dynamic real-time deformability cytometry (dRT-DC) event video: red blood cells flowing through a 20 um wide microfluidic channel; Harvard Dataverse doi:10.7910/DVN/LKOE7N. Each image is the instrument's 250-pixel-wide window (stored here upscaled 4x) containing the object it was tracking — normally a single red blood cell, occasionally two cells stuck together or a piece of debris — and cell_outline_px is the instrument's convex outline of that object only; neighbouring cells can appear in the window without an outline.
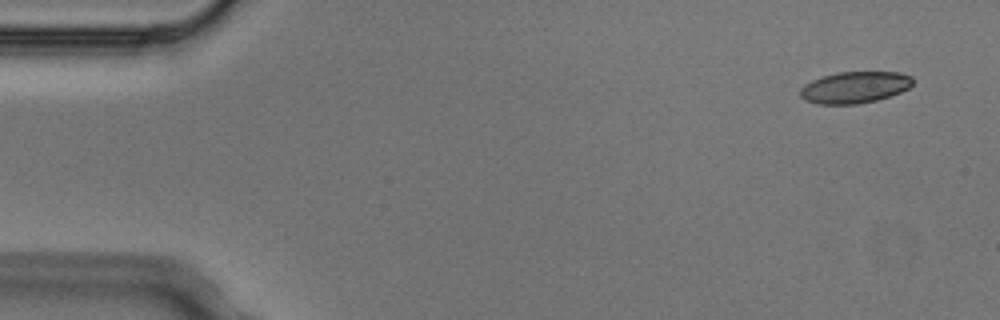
{"species": "Egyptian fruit bat (a non-hibernating species)", "species_latin": "Rousettus aegyptiacus", "temperature_condition": "cold", "stored_images_in_passage": 5, "camera_frame_rate_fps": 3000, "um_per_image_px": 0.085, "animal": {"sex": "male"}, "frame": {"image": 1, "passage_image": 1, "time_ms": 0.0, "image_size_px": [1000, 320], "cell_outline_px": [[912, 84], [908, 88], [900, 92], [876, 100], [856, 104], [816, 104], [804, 100], [800, 96], [800, 88], [804, 84], [812, 80], [836, 72], [900, 72], [912, 76]], "centroid_in_image_um": [72.62, 7.42], "position_along_channel_um": 12.4, "area_um2": 20.69}}